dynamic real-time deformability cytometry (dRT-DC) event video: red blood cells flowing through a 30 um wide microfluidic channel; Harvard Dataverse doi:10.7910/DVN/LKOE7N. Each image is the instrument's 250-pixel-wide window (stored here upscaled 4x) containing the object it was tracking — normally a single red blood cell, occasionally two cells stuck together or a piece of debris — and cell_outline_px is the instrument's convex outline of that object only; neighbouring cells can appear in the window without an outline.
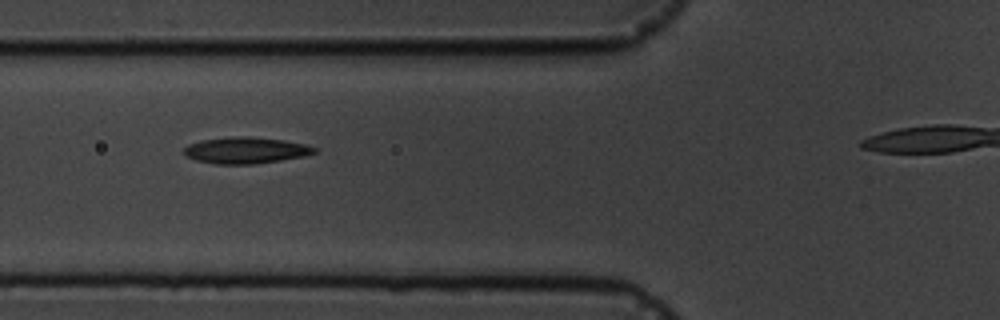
{"species": "common noctule bat (a hibernating species)", "species_latin": "Nyctalus noctula", "temperature_condition": "cold", "stored_images_in_passage": 10, "camera_frame_rate_fps": 3000, "um_per_image_px": 0.085, "animal": {"sex": "male", "body_mass_g": 19.5, "forearm_length_mm": 54.6}, "frame": {"image": 1, "passage_image": 2, "time_ms": 1.0, "image_size_px": [1000, 320], "cell_outline_px": [[316, 152], [304, 156], [280, 160], [252, 164], [216, 164], [196, 160], [184, 156], [184, 148], [188, 144], [200, 140], [232, 136], [248, 136], [284, 140], [304, 144], [316, 148]], "centroid_in_image_um": [20.84, 12.77], "position_along_channel_um": 105.0, "area_um2": 20.06}}
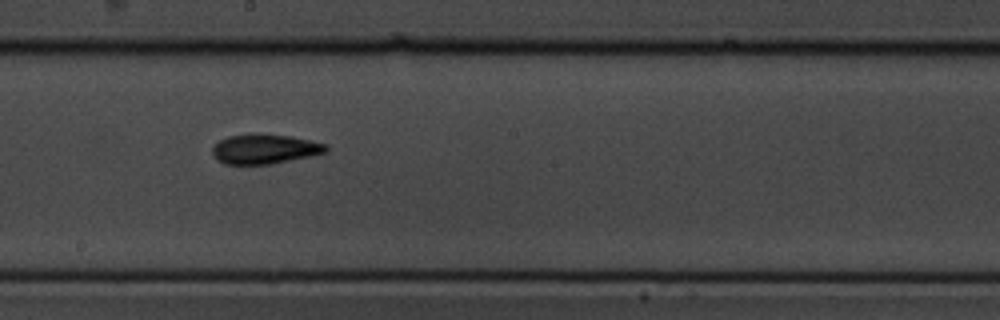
{"frame": {"image": 2, "passage_image": 5, "time_ms": 4.333, "image_size_px": [1000, 320], "cell_outline_px": [[328, 148], [324, 152], [312, 156], [268, 164], [224, 164], [216, 160], [212, 152], [212, 148], [220, 140], [228, 136], [252, 132], [292, 136], [328, 144]], "centroid_in_image_um": [22.48, 12.64], "position_along_channel_um": 225.7, "area_um2": 19.88}}
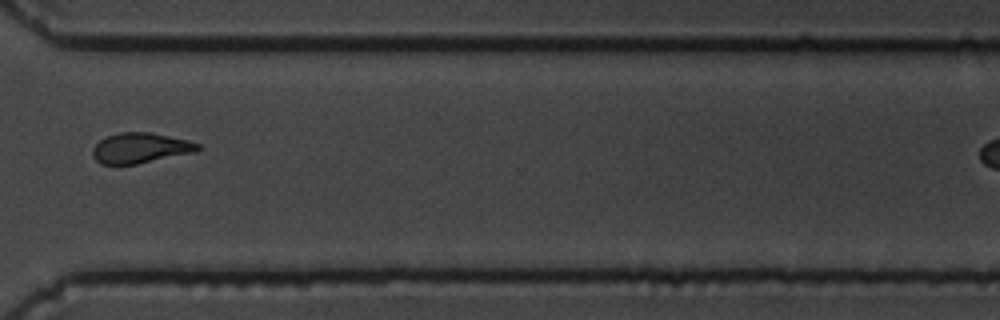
{"frame": {"image": 3, "passage_image": 8, "time_ms": 8.0, "image_size_px": [1000, 320], "cell_outline_px": [[204, 148], [196, 152], [136, 164], [100, 164], [92, 156], [92, 148], [100, 140], [108, 136], [120, 132], [148, 132], [188, 140], [200, 144]], "centroid_in_image_um": [11.95, 12.58], "position_along_channel_um": 358.6, "area_um2": 18.61}}